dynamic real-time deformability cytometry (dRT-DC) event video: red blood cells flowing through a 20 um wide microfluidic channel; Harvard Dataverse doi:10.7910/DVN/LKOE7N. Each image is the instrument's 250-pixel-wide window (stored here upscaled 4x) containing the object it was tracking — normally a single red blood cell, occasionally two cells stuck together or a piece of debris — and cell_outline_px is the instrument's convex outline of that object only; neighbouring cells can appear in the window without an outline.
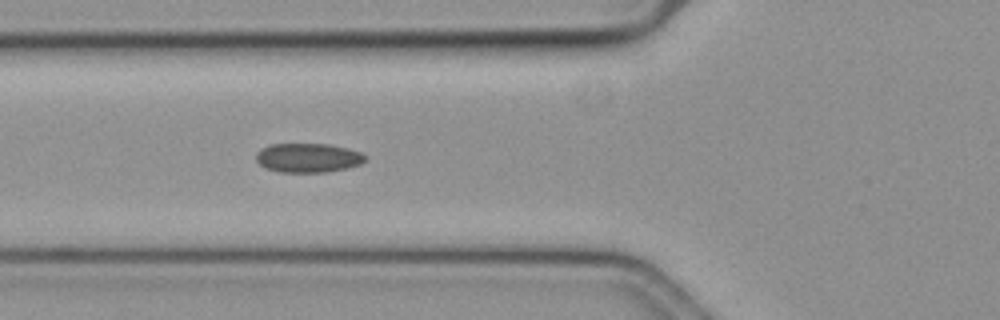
{"species": "common noctule bat (a hibernating species)", "species_latin": "Nyctalus noctula", "temperature_condition": "cold", "stored_images_in_passage": 45, "camera_frame_rate_fps": 3000, "um_per_image_px": 0.085, "animal": {"sex": "female", "body_mass_g": 19.3, "forearm_length_mm": 54.1}, "frame": {"image": 1, "passage_image": 8, "time_ms": 2.333, "image_size_px": [1000, 320], "cell_outline_px": [[368, 160], [360, 164], [348, 168], [324, 172], [276, 172], [264, 168], [256, 160], [256, 152], [260, 148], [272, 144], [328, 144], [348, 148], [360, 152], [368, 156]], "centroid_in_image_um": [26.19, 13.42], "position_along_channel_um": 99.6, "area_um2": 18.84}}
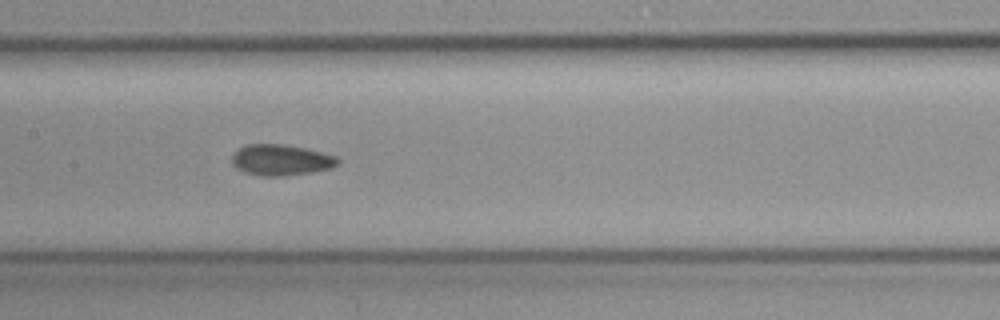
{"frame": {"image": 2, "passage_image": 15, "time_ms": 4.667, "image_size_px": [1000, 320], "cell_outline_px": [[340, 164], [332, 168], [312, 172], [284, 176], [260, 176], [244, 172], [236, 168], [232, 164], [232, 156], [240, 148], [248, 144], [280, 144], [304, 148], [336, 156], [340, 160]], "centroid_in_image_um": [23.9, 13.61], "position_along_channel_um": 183.5, "area_um2": 19.07}}
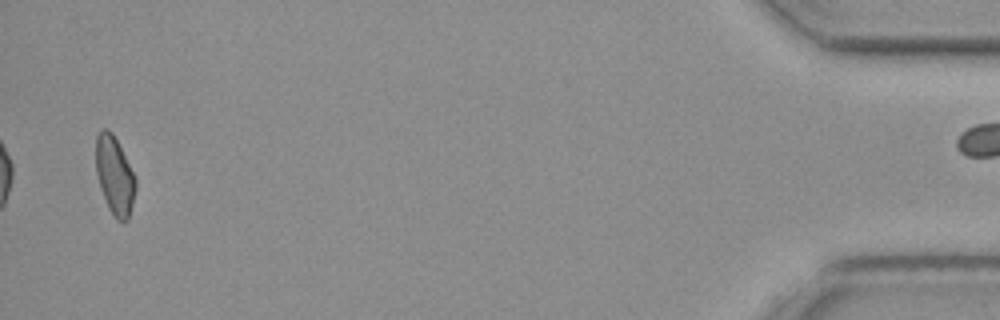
{"frame": {"image": 3, "passage_image": 43, "time_ms": 14.0, "image_size_px": [1000, 320], "cell_outline_px": [[136, 188], [128, 220], [124, 224], [116, 220], [108, 208], [100, 188], [96, 172], [96, 136], [104, 128], [108, 128], [112, 132], [136, 176]], "centroid_in_image_um": [9.75, 14.95], "position_along_channel_um": 425.4, "area_um2": 18.26}, "authors_computed_cell_mechanics": {"area_um2": 18.6116, "velocity_mm_per_s": 3.5753, "shape_relaxation_time_tau1_ms": null, "shape_relaxation_time_tau2_ms": 7.0254, "deformation_change_tau1": null, "deformation_change_tau2": 0.1291}}